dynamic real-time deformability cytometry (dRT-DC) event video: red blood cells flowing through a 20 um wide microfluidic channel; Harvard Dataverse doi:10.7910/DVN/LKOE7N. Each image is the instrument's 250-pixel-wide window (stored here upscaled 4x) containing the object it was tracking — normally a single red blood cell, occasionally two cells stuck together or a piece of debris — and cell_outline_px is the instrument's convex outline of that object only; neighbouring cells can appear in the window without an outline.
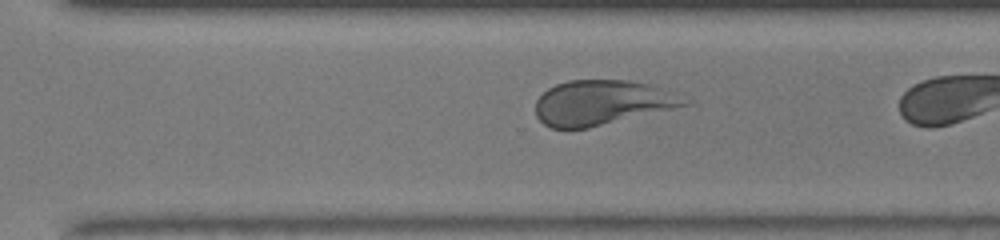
{"species": "human", "species_latin": "Homo sapiens", "temperature_condition": "warm", "stored_images_in_passage": 29, "camera_frame_rate_fps": 3000, "um_per_image_px": 0.085, "donor": {"sex": "male"}, "frame": {"image": 1, "passage_image": 25, "time_ms": 8.0, "image_size_px": [1000, 240], "cell_outline_px": [[692, 100], [688, 104], [588, 128], [552, 128], [544, 124], [536, 116], [536, 100], [548, 88], [556, 84], [568, 80], [628, 80], [668, 88]], "centroid_in_image_um": [51.18, 8.7], "position_along_channel_um": 319.4, "area_um2": 38.78}}